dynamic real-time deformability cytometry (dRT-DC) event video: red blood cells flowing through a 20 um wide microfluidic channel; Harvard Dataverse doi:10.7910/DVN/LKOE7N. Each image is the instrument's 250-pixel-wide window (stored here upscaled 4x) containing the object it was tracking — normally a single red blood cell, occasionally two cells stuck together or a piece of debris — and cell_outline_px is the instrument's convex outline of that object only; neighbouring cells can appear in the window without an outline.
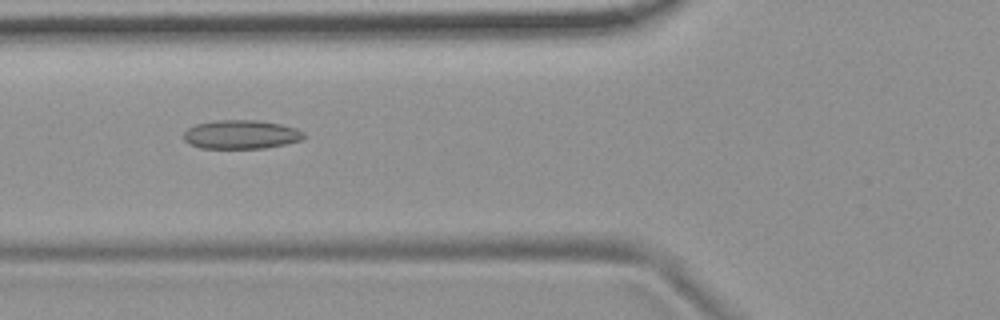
{"species": "common noctule bat (a hibernating species)", "species_latin": "Nyctalus noctula", "temperature_condition": "room temperature", "stored_images_in_passage": 55, "camera_frame_rate_fps": 3000, "um_per_image_px": 0.085, "animal": {"sex": "female", "body_mass_g": 19.9}, "frame": {"image": 1, "passage_image": 21, "time_ms": 6.667, "image_size_px": [1000, 320], "cell_outline_px": [[304, 136], [300, 140], [284, 144], [264, 148], [200, 148], [188, 144], [184, 140], [184, 132], [188, 128], [196, 124], [216, 120], [256, 120], [280, 124], [296, 128], [304, 132]], "centroid_in_image_um": [20.45, 11.43], "position_along_channel_um": 105.3, "area_um2": 20.11}}
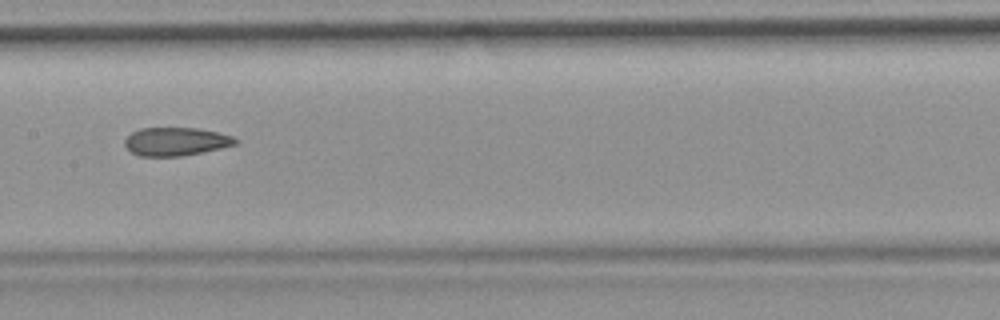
{"frame": {"image": 2, "passage_image": 28, "time_ms": 9.0, "image_size_px": [1000, 320], "cell_outline_px": [[240, 140], [236, 144], [220, 148], [184, 156], [140, 156], [132, 152], [124, 144], [124, 140], [132, 132], [140, 128], [196, 128], [216, 132], [232, 136]], "centroid_in_image_um": [14.95, 12.03], "position_along_channel_um": 192.5, "area_um2": 18.15}}
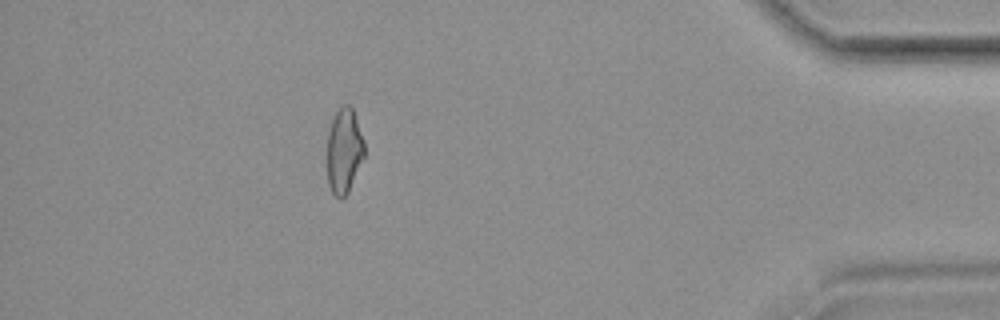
{"frame": {"image": 3, "passage_image": 49, "time_ms": 16.0, "image_size_px": [1000, 320], "cell_outline_px": [[364, 156], [348, 192], [340, 200], [332, 192], [328, 184], [328, 132], [332, 120], [336, 112], [344, 104], [348, 104], [352, 108], [364, 140]], "centroid_in_image_um": [29.25, 12.82], "position_along_channel_um": 406.0, "area_um2": 18.15}, "authors_computed_cell_mechanics": {"area_um2": 19.5942, "velocity_mm_per_s": 3.728, "shape_relaxation_time_tau1_ms": null, "shape_relaxation_time_tau2_ms": 3.011, "deformation_change_tau1": null, "deformation_change_tau2": 0.1052}}